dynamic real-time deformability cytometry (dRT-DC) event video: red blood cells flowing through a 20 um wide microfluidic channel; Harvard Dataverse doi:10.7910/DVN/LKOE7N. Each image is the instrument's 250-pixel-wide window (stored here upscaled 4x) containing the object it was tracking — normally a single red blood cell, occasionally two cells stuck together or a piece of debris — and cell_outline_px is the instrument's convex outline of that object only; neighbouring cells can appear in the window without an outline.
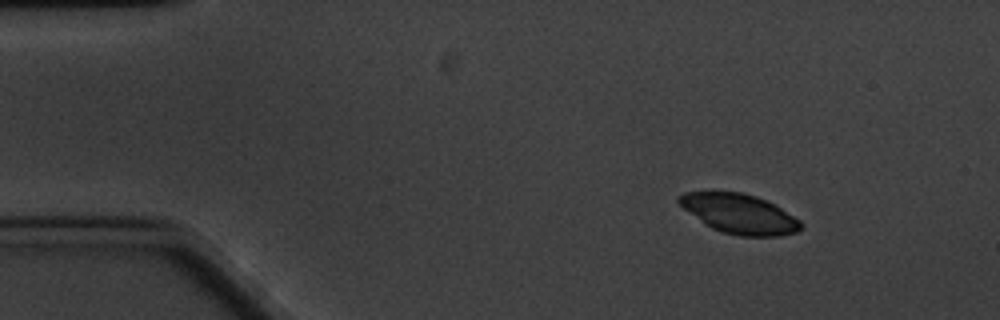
{"species": "common noctule bat (a hibernating species)", "species_latin": "Nyctalus noctula", "temperature_condition": "cold", "stored_images_in_passage": 55, "camera_frame_rate_fps": 3000, "um_per_image_px": 0.085, "animal": {"sex": "male", "body_mass_g": 20.1, "forearm_length_mm": 53.5}, "frame": {"image": 1, "passage_image": 1, "time_ms": 0.0, "image_size_px": [1000, 320], "cell_outline_px": [[804, 228], [796, 232], [780, 236], [740, 236], [720, 232], [704, 224], [684, 208], [676, 200], [676, 196], [684, 192], [712, 188], [740, 192], [756, 196], [780, 208], [800, 220], [804, 224]], "centroid_in_image_um": [62.78, 18.13], "position_along_channel_um": 22.2, "area_um2": 28.84}}